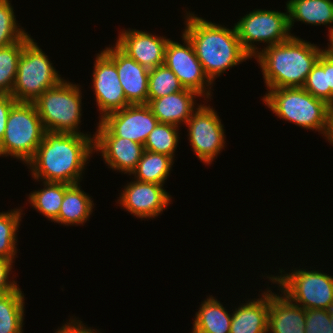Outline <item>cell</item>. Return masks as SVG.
<instances>
[{"instance_id": "74e56055", "label": "cell", "mask_w": 333, "mask_h": 333, "mask_svg": "<svg viewBox=\"0 0 333 333\" xmlns=\"http://www.w3.org/2000/svg\"><path fill=\"white\" fill-rule=\"evenodd\" d=\"M325 137L327 138V141L333 145V103L329 104L328 126Z\"/></svg>"}, {"instance_id": "8992f818", "label": "cell", "mask_w": 333, "mask_h": 333, "mask_svg": "<svg viewBox=\"0 0 333 333\" xmlns=\"http://www.w3.org/2000/svg\"><path fill=\"white\" fill-rule=\"evenodd\" d=\"M78 85L63 79L34 101L46 131L84 134L79 130L82 93Z\"/></svg>"}, {"instance_id": "f35d334b", "label": "cell", "mask_w": 333, "mask_h": 333, "mask_svg": "<svg viewBox=\"0 0 333 333\" xmlns=\"http://www.w3.org/2000/svg\"><path fill=\"white\" fill-rule=\"evenodd\" d=\"M329 44L328 47L325 49L324 52L327 53L330 57L333 58V29L329 32Z\"/></svg>"}, {"instance_id": "ffe728a7", "label": "cell", "mask_w": 333, "mask_h": 333, "mask_svg": "<svg viewBox=\"0 0 333 333\" xmlns=\"http://www.w3.org/2000/svg\"><path fill=\"white\" fill-rule=\"evenodd\" d=\"M266 289L259 298L249 299L238 308L235 307L230 333H267L269 288Z\"/></svg>"}, {"instance_id": "4316f807", "label": "cell", "mask_w": 333, "mask_h": 333, "mask_svg": "<svg viewBox=\"0 0 333 333\" xmlns=\"http://www.w3.org/2000/svg\"><path fill=\"white\" fill-rule=\"evenodd\" d=\"M30 36L27 33L20 41L0 47V94L12 93L20 55Z\"/></svg>"}, {"instance_id": "2e32d148", "label": "cell", "mask_w": 333, "mask_h": 333, "mask_svg": "<svg viewBox=\"0 0 333 333\" xmlns=\"http://www.w3.org/2000/svg\"><path fill=\"white\" fill-rule=\"evenodd\" d=\"M119 33L115 44L130 58L149 70L164 65L167 37L129 28Z\"/></svg>"}, {"instance_id": "9c48e42d", "label": "cell", "mask_w": 333, "mask_h": 333, "mask_svg": "<svg viewBox=\"0 0 333 333\" xmlns=\"http://www.w3.org/2000/svg\"><path fill=\"white\" fill-rule=\"evenodd\" d=\"M238 38L243 49L253 58L262 48L256 43H265L266 47L280 44L294 34L290 32L287 12L254 9L235 23ZM255 43V44H254Z\"/></svg>"}, {"instance_id": "f1b7e54d", "label": "cell", "mask_w": 333, "mask_h": 333, "mask_svg": "<svg viewBox=\"0 0 333 333\" xmlns=\"http://www.w3.org/2000/svg\"><path fill=\"white\" fill-rule=\"evenodd\" d=\"M179 127L169 123H158L148 135L144 149L170 156L174 159L179 137Z\"/></svg>"}, {"instance_id": "5b68a950", "label": "cell", "mask_w": 333, "mask_h": 333, "mask_svg": "<svg viewBox=\"0 0 333 333\" xmlns=\"http://www.w3.org/2000/svg\"><path fill=\"white\" fill-rule=\"evenodd\" d=\"M45 132L34 102H16L8 114L0 157L11 156L27 165L36 154Z\"/></svg>"}, {"instance_id": "83f0119b", "label": "cell", "mask_w": 333, "mask_h": 333, "mask_svg": "<svg viewBox=\"0 0 333 333\" xmlns=\"http://www.w3.org/2000/svg\"><path fill=\"white\" fill-rule=\"evenodd\" d=\"M22 210L0 212V258L15 260L17 254V230L22 221Z\"/></svg>"}, {"instance_id": "277c9868", "label": "cell", "mask_w": 333, "mask_h": 333, "mask_svg": "<svg viewBox=\"0 0 333 333\" xmlns=\"http://www.w3.org/2000/svg\"><path fill=\"white\" fill-rule=\"evenodd\" d=\"M262 100L282 120L325 136L329 104L314 97L303 87L267 89Z\"/></svg>"}, {"instance_id": "d6986e66", "label": "cell", "mask_w": 333, "mask_h": 333, "mask_svg": "<svg viewBox=\"0 0 333 333\" xmlns=\"http://www.w3.org/2000/svg\"><path fill=\"white\" fill-rule=\"evenodd\" d=\"M202 97L197 92L184 89L161 98L147 100V105L159 123H169L178 127L183 125L197 109L195 98ZM195 107V108H194Z\"/></svg>"}, {"instance_id": "d6a6232c", "label": "cell", "mask_w": 333, "mask_h": 333, "mask_svg": "<svg viewBox=\"0 0 333 333\" xmlns=\"http://www.w3.org/2000/svg\"><path fill=\"white\" fill-rule=\"evenodd\" d=\"M305 333H329L330 310L305 309Z\"/></svg>"}, {"instance_id": "ab89813d", "label": "cell", "mask_w": 333, "mask_h": 333, "mask_svg": "<svg viewBox=\"0 0 333 333\" xmlns=\"http://www.w3.org/2000/svg\"><path fill=\"white\" fill-rule=\"evenodd\" d=\"M329 333H333V309L330 310Z\"/></svg>"}, {"instance_id": "30bf717a", "label": "cell", "mask_w": 333, "mask_h": 333, "mask_svg": "<svg viewBox=\"0 0 333 333\" xmlns=\"http://www.w3.org/2000/svg\"><path fill=\"white\" fill-rule=\"evenodd\" d=\"M197 105V109L186 122L187 136L197 158L210 165L225 147V129L213 107L205 105V102Z\"/></svg>"}, {"instance_id": "8fae6325", "label": "cell", "mask_w": 333, "mask_h": 333, "mask_svg": "<svg viewBox=\"0 0 333 333\" xmlns=\"http://www.w3.org/2000/svg\"><path fill=\"white\" fill-rule=\"evenodd\" d=\"M181 37L183 44L169 38L165 48L164 65L173 71L184 88L197 92L208 101L212 96L213 83L206 76L192 43L184 34Z\"/></svg>"}, {"instance_id": "ba28073f", "label": "cell", "mask_w": 333, "mask_h": 333, "mask_svg": "<svg viewBox=\"0 0 333 333\" xmlns=\"http://www.w3.org/2000/svg\"><path fill=\"white\" fill-rule=\"evenodd\" d=\"M295 269V270H294ZM278 275H268L270 282L277 284L279 291L293 303L304 309H333V276L319 272L293 268L285 273L279 269ZM285 274H283V273Z\"/></svg>"}, {"instance_id": "3957f363", "label": "cell", "mask_w": 333, "mask_h": 333, "mask_svg": "<svg viewBox=\"0 0 333 333\" xmlns=\"http://www.w3.org/2000/svg\"><path fill=\"white\" fill-rule=\"evenodd\" d=\"M324 49L297 36L264 47L257 58L268 89L303 87Z\"/></svg>"}, {"instance_id": "52a82bcc", "label": "cell", "mask_w": 333, "mask_h": 333, "mask_svg": "<svg viewBox=\"0 0 333 333\" xmlns=\"http://www.w3.org/2000/svg\"><path fill=\"white\" fill-rule=\"evenodd\" d=\"M32 37L24 44L11 95L17 102H34L63 78Z\"/></svg>"}, {"instance_id": "603a6c76", "label": "cell", "mask_w": 333, "mask_h": 333, "mask_svg": "<svg viewBox=\"0 0 333 333\" xmlns=\"http://www.w3.org/2000/svg\"><path fill=\"white\" fill-rule=\"evenodd\" d=\"M195 313L193 333H230L232 313L221 302L209 296Z\"/></svg>"}, {"instance_id": "e0dca14e", "label": "cell", "mask_w": 333, "mask_h": 333, "mask_svg": "<svg viewBox=\"0 0 333 333\" xmlns=\"http://www.w3.org/2000/svg\"><path fill=\"white\" fill-rule=\"evenodd\" d=\"M115 65L130 105L147 104L149 69L130 58L116 44L102 51Z\"/></svg>"}, {"instance_id": "8d00e7d4", "label": "cell", "mask_w": 333, "mask_h": 333, "mask_svg": "<svg viewBox=\"0 0 333 333\" xmlns=\"http://www.w3.org/2000/svg\"><path fill=\"white\" fill-rule=\"evenodd\" d=\"M317 62L324 68L327 87L333 93V58L323 51Z\"/></svg>"}, {"instance_id": "44dd1931", "label": "cell", "mask_w": 333, "mask_h": 333, "mask_svg": "<svg viewBox=\"0 0 333 333\" xmlns=\"http://www.w3.org/2000/svg\"><path fill=\"white\" fill-rule=\"evenodd\" d=\"M94 203L89 194L81 189L80 183L67 184L58 217L54 223L67 226L83 225L93 213Z\"/></svg>"}, {"instance_id": "4fadbf2b", "label": "cell", "mask_w": 333, "mask_h": 333, "mask_svg": "<svg viewBox=\"0 0 333 333\" xmlns=\"http://www.w3.org/2000/svg\"><path fill=\"white\" fill-rule=\"evenodd\" d=\"M118 198L121 208L140 219H153L159 216L172 202L171 195L163 185L136 179L124 186Z\"/></svg>"}, {"instance_id": "484cf974", "label": "cell", "mask_w": 333, "mask_h": 333, "mask_svg": "<svg viewBox=\"0 0 333 333\" xmlns=\"http://www.w3.org/2000/svg\"><path fill=\"white\" fill-rule=\"evenodd\" d=\"M24 298L19 287L0 295V333H23Z\"/></svg>"}, {"instance_id": "d590c367", "label": "cell", "mask_w": 333, "mask_h": 333, "mask_svg": "<svg viewBox=\"0 0 333 333\" xmlns=\"http://www.w3.org/2000/svg\"><path fill=\"white\" fill-rule=\"evenodd\" d=\"M99 332L100 331H98L97 329L86 327L81 320H78L75 317L74 319L70 318L69 322H66V324L64 323V325L58 328L54 333H99Z\"/></svg>"}, {"instance_id": "7a4b0ae2", "label": "cell", "mask_w": 333, "mask_h": 333, "mask_svg": "<svg viewBox=\"0 0 333 333\" xmlns=\"http://www.w3.org/2000/svg\"><path fill=\"white\" fill-rule=\"evenodd\" d=\"M182 32L192 43L196 56L209 80L235 67L251 56L243 49L235 25L229 29L186 11Z\"/></svg>"}, {"instance_id": "f546056e", "label": "cell", "mask_w": 333, "mask_h": 333, "mask_svg": "<svg viewBox=\"0 0 333 333\" xmlns=\"http://www.w3.org/2000/svg\"><path fill=\"white\" fill-rule=\"evenodd\" d=\"M184 89L178 77L165 65L158 66L149 71L147 100L161 98Z\"/></svg>"}, {"instance_id": "5bb4252c", "label": "cell", "mask_w": 333, "mask_h": 333, "mask_svg": "<svg viewBox=\"0 0 333 333\" xmlns=\"http://www.w3.org/2000/svg\"><path fill=\"white\" fill-rule=\"evenodd\" d=\"M92 74L93 91L100 120L130 105L124 94L116 65L101 51L96 54Z\"/></svg>"}, {"instance_id": "1f68e13d", "label": "cell", "mask_w": 333, "mask_h": 333, "mask_svg": "<svg viewBox=\"0 0 333 333\" xmlns=\"http://www.w3.org/2000/svg\"><path fill=\"white\" fill-rule=\"evenodd\" d=\"M303 88L314 97L322 99L328 104L333 103V93L327 87L326 73L318 62H316L308 74Z\"/></svg>"}, {"instance_id": "d4e9b609", "label": "cell", "mask_w": 333, "mask_h": 333, "mask_svg": "<svg viewBox=\"0 0 333 333\" xmlns=\"http://www.w3.org/2000/svg\"><path fill=\"white\" fill-rule=\"evenodd\" d=\"M42 184L44 188L30 193L27 201H29L33 209L39 211L52 222L59 215L66 191V183L42 181Z\"/></svg>"}, {"instance_id": "ac0fdd59", "label": "cell", "mask_w": 333, "mask_h": 333, "mask_svg": "<svg viewBox=\"0 0 333 333\" xmlns=\"http://www.w3.org/2000/svg\"><path fill=\"white\" fill-rule=\"evenodd\" d=\"M305 309L293 303L282 292L279 295L269 287L267 333H305Z\"/></svg>"}, {"instance_id": "cb8c5ba5", "label": "cell", "mask_w": 333, "mask_h": 333, "mask_svg": "<svg viewBox=\"0 0 333 333\" xmlns=\"http://www.w3.org/2000/svg\"><path fill=\"white\" fill-rule=\"evenodd\" d=\"M174 160L170 156L145 150L131 175L141 182L164 185Z\"/></svg>"}, {"instance_id": "7402d4cb", "label": "cell", "mask_w": 333, "mask_h": 333, "mask_svg": "<svg viewBox=\"0 0 333 333\" xmlns=\"http://www.w3.org/2000/svg\"><path fill=\"white\" fill-rule=\"evenodd\" d=\"M285 8L290 29L299 21L314 26L328 25L329 32L333 29V0H288Z\"/></svg>"}, {"instance_id": "9a60e30c", "label": "cell", "mask_w": 333, "mask_h": 333, "mask_svg": "<svg viewBox=\"0 0 333 333\" xmlns=\"http://www.w3.org/2000/svg\"><path fill=\"white\" fill-rule=\"evenodd\" d=\"M114 136L144 145L148 135L159 123L147 104L128 105L99 120Z\"/></svg>"}, {"instance_id": "7c38bea8", "label": "cell", "mask_w": 333, "mask_h": 333, "mask_svg": "<svg viewBox=\"0 0 333 333\" xmlns=\"http://www.w3.org/2000/svg\"><path fill=\"white\" fill-rule=\"evenodd\" d=\"M97 125L94 152H100L108 168L130 176L145 151L144 145L114 136L100 121Z\"/></svg>"}, {"instance_id": "836d02e7", "label": "cell", "mask_w": 333, "mask_h": 333, "mask_svg": "<svg viewBox=\"0 0 333 333\" xmlns=\"http://www.w3.org/2000/svg\"><path fill=\"white\" fill-rule=\"evenodd\" d=\"M14 262L11 259L0 258V295L10 293L19 287L15 280H9Z\"/></svg>"}, {"instance_id": "4dcf8cb0", "label": "cell", "mask_w": 333, "mask_h": 333, "mask_svg": "<svg viewBox=\"0 0 333 333\" xmlns=\"http://www.w3.org/2000/svg\"><path fill=\"white\" fill-rule=\"evenodd\" d=\"M10 2L0 0V47L20 41L28 33L16 21L14 7Z\"/></svg>"}, {"instance_id": "e575fe53", "label": "cell", "mask_w": 333, "mask_h": 333, "mask_svg": "<svg viewBox=\"0 0 333 333\" xmlns=\"http://www.w3.org/2000/svg\"><path fill=\"white\" fill-rule=\"evenodd\" d=\"M16 102L11 94H0V143L6 130L8 114Z\"/></svg>"}, {"instance_id": "6da1fadb", "label": "cell", "mask_w": 333, "mask_h": 333, "mask_svg": "<svg viewBox=\"0 0 333 333\" xmlns=\"http://www.w3.org/2000/svg\"><path fill=\"white\" fill-rule=\"evenodd\" d=\"M93 150L94 137L91 134L46 131L27 166L36 181L80 183Z\"/></svg>"}]
</instances>
